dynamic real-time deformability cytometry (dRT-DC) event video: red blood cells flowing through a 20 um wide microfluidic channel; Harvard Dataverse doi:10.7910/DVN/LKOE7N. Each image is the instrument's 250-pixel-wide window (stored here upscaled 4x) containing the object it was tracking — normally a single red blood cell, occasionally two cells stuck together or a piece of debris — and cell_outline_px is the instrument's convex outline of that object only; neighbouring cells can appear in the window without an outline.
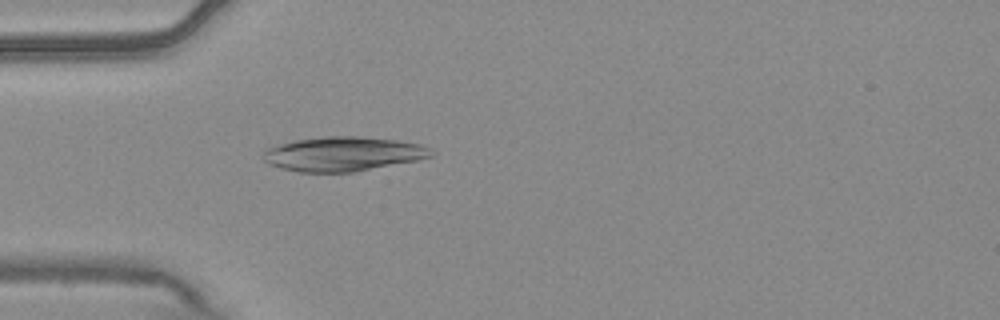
{"species": "common noctule bat (a hibernating species)", "species_latin": "Nyctalus noctula", "temperature_condition": "warm", "stored_images_in_passage": 4, "camera_frame_rate_fps": 3000, "um_per_image_px": 0.085, "animal": {"sex": "male", "body_mass_g": 20.4}, "frame": {"image": 1, "passage_image": 4, "time_ms": 1.0, "image_size_px": [1000, 320], "cell_outline_px": [[436, 152], [432, 156], [416, 160], [352, 172], [300, 172], [280, 168], [268, 164], [264, 160], [264, 148], [296, 140], [324, 136], [360, 136], [396, 140], [420, 144], [432, 148]], "centroid_in_image_um": [29.16, 13.08], "position_along_channel_um": 55.8, "area_um2": 33.64}}